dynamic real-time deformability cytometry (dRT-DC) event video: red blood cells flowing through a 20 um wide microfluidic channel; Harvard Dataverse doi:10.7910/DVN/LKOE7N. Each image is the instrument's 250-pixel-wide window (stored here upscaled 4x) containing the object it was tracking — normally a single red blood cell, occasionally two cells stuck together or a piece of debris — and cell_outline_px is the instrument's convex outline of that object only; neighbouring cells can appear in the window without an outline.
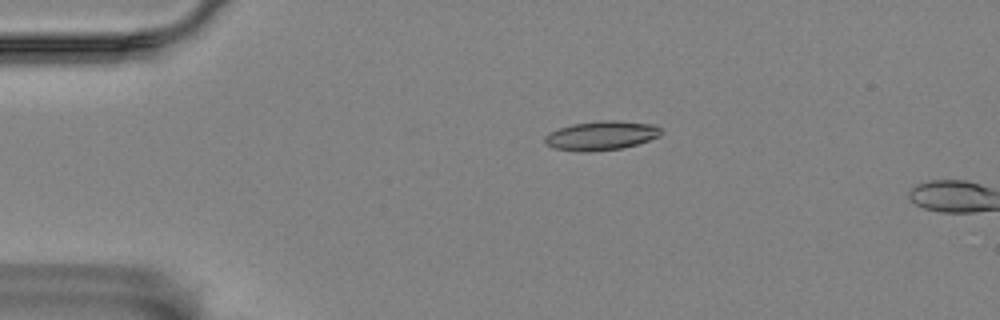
{"species": "Egyptian fruit bat (a non-hibernating species)", "species_latin": "Rousettus aegyptiacus", "temperature_condition": "room temperature", "stored_images_in_passage": 3, "camera_frame_rate_fps": 3000, "um_per_image_px": 0.085, "animal": {"sex": "female"}, "frame": {"image": 1, "passage_image": 1, "time_ms": 0.0, "image_size_px": [1000, 320], "cell_outline_px": [[660, 136], [636, 144], [620, 148], [588, 152], [552, 148], [544, 140], [544, 136], [560, 128], [572, 124], [604, 120], [616, 120], [652, 124], [660, 128]], "centroid_in_image_um": [51.1, 11.52], "position_along_channel_um": 33.9, "area_um2": 19.36}}